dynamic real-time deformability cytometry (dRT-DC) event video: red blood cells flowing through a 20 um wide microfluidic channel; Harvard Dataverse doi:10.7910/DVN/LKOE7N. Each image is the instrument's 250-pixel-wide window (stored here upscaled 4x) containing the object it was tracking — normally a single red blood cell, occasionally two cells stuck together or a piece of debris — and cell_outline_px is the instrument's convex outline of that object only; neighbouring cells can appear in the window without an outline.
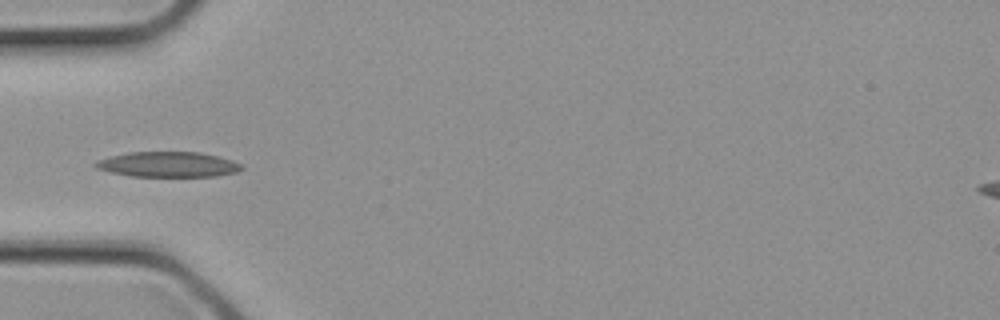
{"species": "common noctule bat (a hibernating species)", "species_latin": "Nyctalus noctula", "temperature_condition": "cold", "stored_images_in_passage": 2, "camera_frame_rate_fps": 3000, "um_per_image_px": 0.085, "animal": {"sex": "female", "body_mass_g": 21.9}, "frame": {"image": 1, "passage_image": 2, "time_ms": 0.333, "image_size_px": [1000, 320], "cell_outline_px": [[244, 168], [236, 172], [216, 176], [132, 176], [112, 172], [96, 168], [92, 164], [96, 160], [108, 156], [128, 152], [200, 152], [220, 156], [232, 160], [240, 164]], "centroid_in_image_um": [14.27, 13.96], "position_along_channel_um": 70.7, "area_um2": 21.56}}